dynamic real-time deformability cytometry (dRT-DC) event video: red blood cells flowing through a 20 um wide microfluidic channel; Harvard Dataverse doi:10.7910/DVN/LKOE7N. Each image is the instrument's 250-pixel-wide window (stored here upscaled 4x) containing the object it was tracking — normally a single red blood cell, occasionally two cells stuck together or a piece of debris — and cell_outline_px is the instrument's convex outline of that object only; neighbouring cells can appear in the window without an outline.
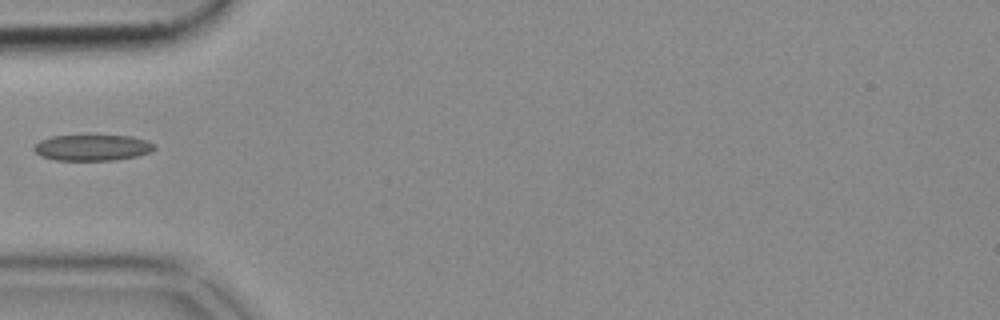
{"species": "common noctule bat (a hibernating species)", "species_latin": "Nyctalus noctula", "temperature_condition": "cold", "stored_images_in_passage": 36, "camera_frame_rate_fps": 3000, "um_per_image_px": 0.085, "animal": {"sex": "female", "body_mass_g": 18.4}, "frame": {"image": 1, "passage_image": 1, "time_ms": 0.0, "image_size_px": [1000, 320], "cell_outline_px": [[156, 148], [148, 152], [136, 156], [112, 160], [56, 160], [40, 156], [32, 148], [40, 140], [52, 136], [132, 136], [156, 144]], "centroid_in_image_um": [7.83, 12.55], "position_along_channel_um": 77.2, "area_um2": 18.03}}
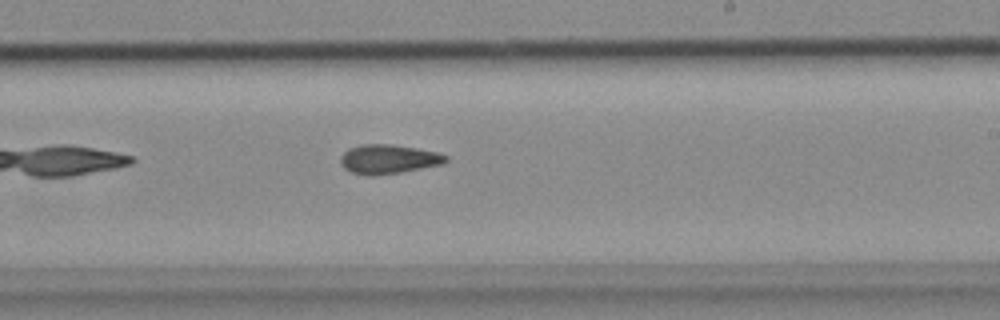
{"frame": {"image": 2, "passage_image": 15, "time_ms": 4.667, "image_size_px": [1000, 320], "cell_outline_px": [[448, 160], [444, 164], [400, 172], [372, 176], [368, 176], [352, 172], [344, 168], [340, 164], [340, 156], [348, 148], [360, 144], [392, 144], [416, 148], [436, 152], [448, 156]], "centroid_in_image_um": [32.99, 13.52], "position_along_channel_um": 256.0, "area_um2": 18.03}}
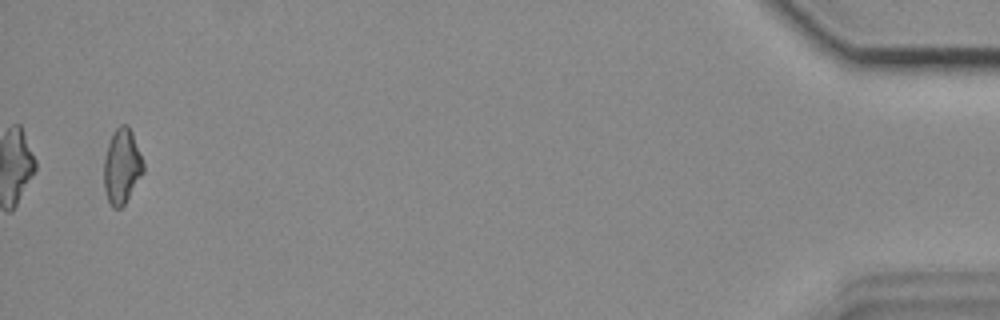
{"frame": {"image": 3, "passage_image": 35, "time_ms": 11.333, "image_size_px": [1000, 320], "cell_outline_px": [[144, 172], [124, 204], [120, 208], [112, 208], [108, 200], [104, 188], [104, 156], [112, 132], [120, 124], [128, 124], [132, 132], [144, 164]], "centroid_in_image_um": [10.35, 14.11], "position_along_channel_um": 424.9, "area_um2": 17.22}}